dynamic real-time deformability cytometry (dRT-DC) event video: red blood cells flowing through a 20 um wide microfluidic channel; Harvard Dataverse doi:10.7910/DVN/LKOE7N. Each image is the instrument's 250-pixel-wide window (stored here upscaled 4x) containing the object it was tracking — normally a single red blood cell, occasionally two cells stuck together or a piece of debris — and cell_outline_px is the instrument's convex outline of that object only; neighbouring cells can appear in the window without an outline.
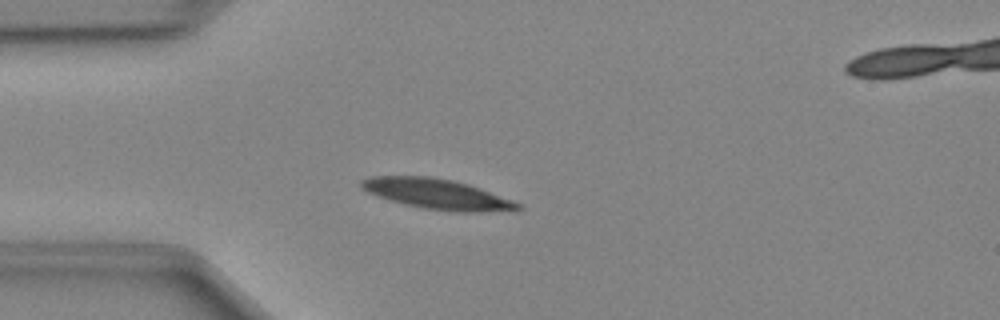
{"species": "Egyptian fruit bat (a non-hibernating species)", "species_latin": "Rousettus aegyptiacus", "temperature_condition": "cold", "stored_images_in_passage": 45, "camera_frame_rate_fps": 3000, "um_per_image_px": 0.085, "animal": {"sex": "female"}, "frame": {"image": 1, "passage_image": 13, "time_ms": 4.0, "image_size_px": [1000, 320], "cell_outline_px": [[524, 208], [516, 212], [456, 212], [424, 208], [404, 204], [368, 192], [360, 188], [360, 180], [372, 176], [428, 176], [452, 180], [468, 184], [512, 200], [520, 204]], "centroid_in_image_um": [37.23, 16.51], "position_along_channel_um": 47.8, "area_um2": 27.63}}
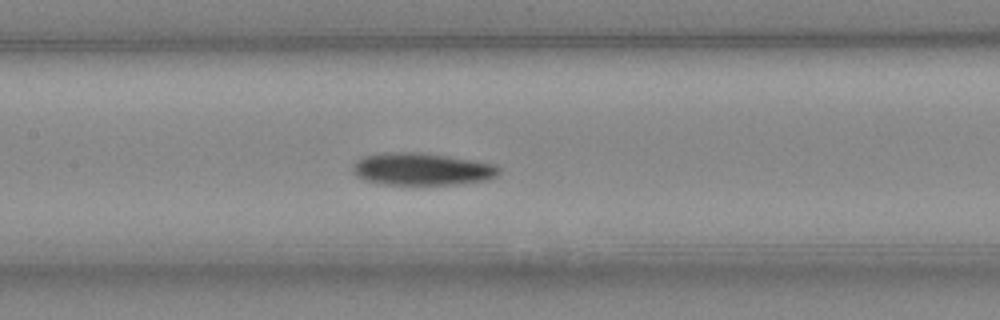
{"frame": {"image": 2, "passage_image": 23, "time_ms": 7.333, "image_size_px": [1000, 320], "cell_outline_px": [[500, 172], [496, 176], [488, 180], [456, 184], [384, 184], [364, 180], [356, 176], [352, 168], [352, 164], [356, 160], [364, 156], [384, 152], [420, 152], [448, 156], [496, 164], [500, 168]], "centroid_in_image_um": [35.85, 14.36], "position_along_channel_um": 171.5, "area_um2": 27.63}}
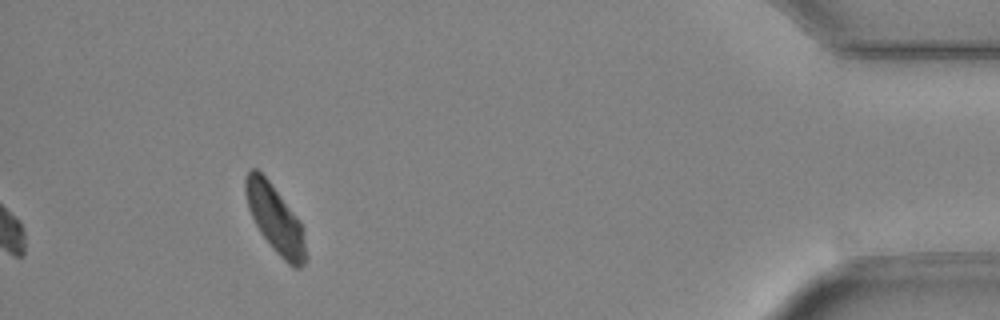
{"frame": {"image": 3, "passage_image": 45, "time_ms": 14.667, "image_size_px": [1000, 320], "cell_outline_px": [[308, 256], [304, 264], [300, 268], [292, 268], [272, 248], [260, 232], [248, 208], [244, 192], [244, 180], [248, 172], [252, 168], [256, 168], [268, 180], [300, 220], [304, 228]], "centroid_in_image_um": [23.43, 18.66], "position_along_channel_um": 411.8, "area_um2": 23.99}}